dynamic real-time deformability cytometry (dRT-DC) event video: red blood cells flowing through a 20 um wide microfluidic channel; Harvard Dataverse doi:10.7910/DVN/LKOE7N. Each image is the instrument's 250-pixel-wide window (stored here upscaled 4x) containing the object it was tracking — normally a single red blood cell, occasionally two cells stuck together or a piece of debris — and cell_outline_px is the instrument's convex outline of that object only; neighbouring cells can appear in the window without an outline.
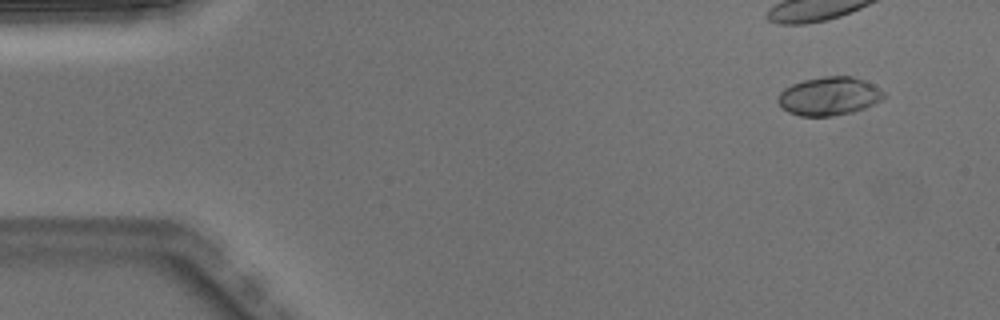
{"species": "Egyptian fruit bat (a non-hibernating species)", "species_latin": "Rousettus aegyptiacus", "temperature_condition": "warm", "stored_images_in_passage": 5, "camera_frame_rate_fps": 3000, "um_per_image_px": 0.085, "animal": {"sex": "male"}, "frame": {"image": 1, "passage_image": 2, "time_ms": 0.333, "image_size_px": [1000, 320], "cell_outline_px": [[884, 96], [880, 100], [864, 108], [852, 112], [832, 116], [800, 116], [788, 112], [776, 100], [780, 92], [784, 88], [792, 84], [804, 80], [824, 76], [852, 76], [864, 80], [872, 84], [884, 92]], "centroid_in_image_um": [70.44, 8.17], "position_along_channel_um": 14.6, "area_um2": 23.52}}